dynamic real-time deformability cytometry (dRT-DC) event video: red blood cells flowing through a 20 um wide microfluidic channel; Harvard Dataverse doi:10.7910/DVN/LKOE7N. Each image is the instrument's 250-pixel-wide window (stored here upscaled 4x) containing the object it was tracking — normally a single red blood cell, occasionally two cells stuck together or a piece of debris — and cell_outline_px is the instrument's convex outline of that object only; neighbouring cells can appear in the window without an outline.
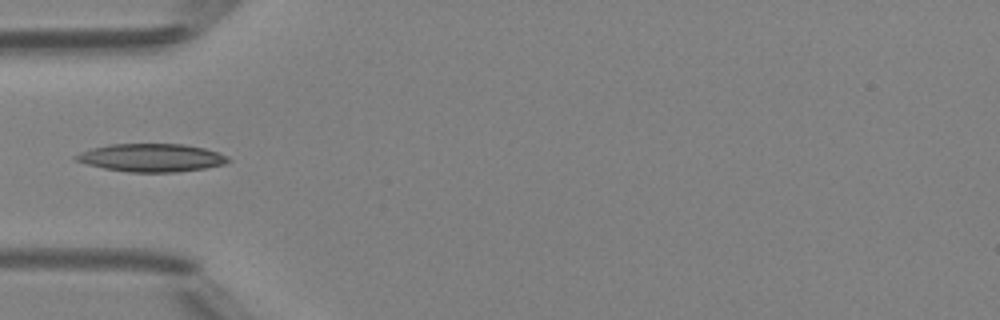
{"species": "Egyptian fruit bat (a non-hibernating species)", "species_latin": "Rousettus aegyptiacus", "temperature_condition": "room temperature", "stored_images_in_passage": 33, "camera_frame_rate_fps": 3000, "um_per_image_px": 0.085, "animal": {"sex": "female"}, "frame": {"image": 1, "passage_image": 1, "time_ms": 0.0, "image_size_px": [1000, 320], "cell_outline_px": [[232, 160], [224, 164], [204, 168], [176, 172], [128, 172], [104, 168], [88, 164], [76, 160], [72, 156], [80, 152], [92, 148], [108, 144], [184, 144], [204, 148], [228, 156]], "centroid_in_image_um": [12.87, 13.4], "position_along_channel_um": 72.1, "area_um2": 24.8}}
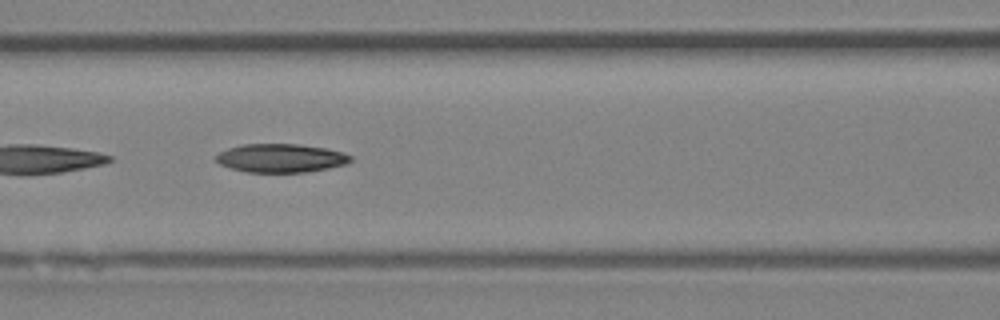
{"frame": {"image": 2, "passage_image": 6, "time_ms": 1.667, "image_size_px": [1000, 320], "cell_outline_px": [[352, 160], [348, 164], [308, 172], [248, 172], [232, 168], [220, 164], [216, 160], [216, 156], [220, 152], [228, 148], [240, 144], [300, 144], [324, 148], [344, 152], [352, 156]], "centroid_in_image_um": [23.91, 13.43], "position_along_channel_um": 142.7, "area_um2": 22.43}}
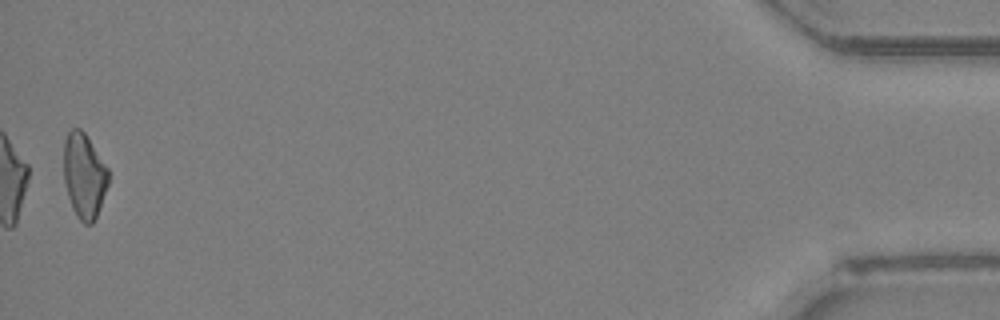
{"frame": {"image": 3, "passage_image": 33, "time_ms": 10.667, "image_size_px": [1000, 320], "cell_outline_px": [[108, 184], [96, 216], [92, 224], [84, 224], [76, 216], [72, 208], [68, 196], [64, 180], [64, 140], [68, 132], [72, 128], [80, 128], [84, 132], [108, 168]], "centroid_in_image_um": [7.14, 14.93], "position_along_channel_um": 428.1, "area_um2": 21.91}}